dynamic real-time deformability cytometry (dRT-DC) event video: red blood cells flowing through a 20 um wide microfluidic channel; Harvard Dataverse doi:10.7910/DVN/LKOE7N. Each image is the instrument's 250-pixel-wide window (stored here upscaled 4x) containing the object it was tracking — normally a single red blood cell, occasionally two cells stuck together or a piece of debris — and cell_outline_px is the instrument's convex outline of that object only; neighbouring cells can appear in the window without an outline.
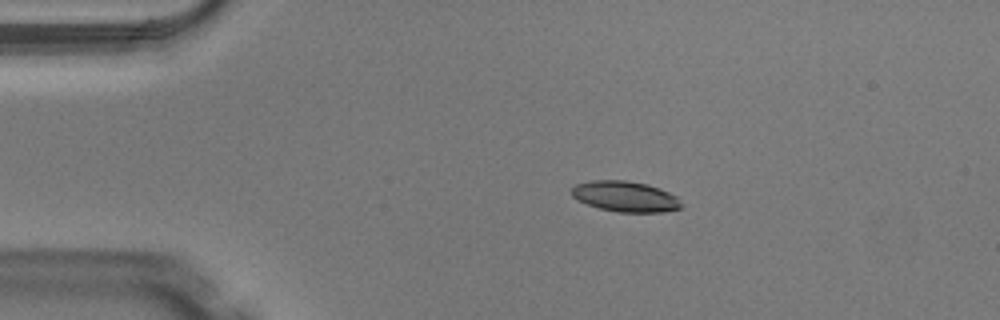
{"species": "Egyptian fruit bat (a non-hibernating species)", "species_latin": "Rousettus aegyptiacus", "temperature_condition": "warm", "stored_images_in_passage": 45, "camera_frame_rate_fps": 3000, "um_per_image_px": 0.085, "animal": {"sex": "male"}, "frame": {"image": 1, "passage_image": 6, "time_ms": 1.667, "image_size_px": [1000, 320], "cell_outline_px": [[684, 204], [680, 208], [660, 212], [620, 212], [600, 208], [588, 204], [572, 196], [568, 192], [576, 184], [592, 180], [624, 180], [648, 184], [660, 188], [676, 196]], "centroid_in_image_um": [53.15, 16.69], "position_along_channel_um": 31.8, "area_um2": 19.54}}
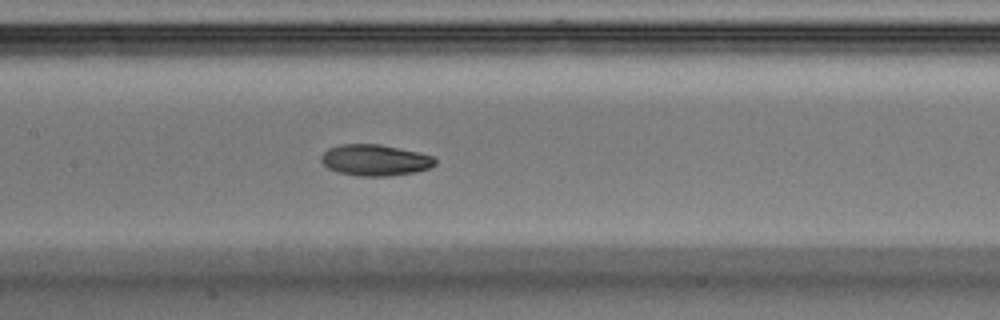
{"frame": {"image": 2, "passage_image": 20, "time_ms": 6.333, "image_size_px": [1000, 320], "cell_outline_px": [[436, 164], [428, 168], [416, 172], [388, 176], [360, 176], [340, 172], [328, 168], [320, 160], [320, 156], [328, 148], [340, 144], [380, 144], [416, 152], [432, 156], [436, 160]], "centroid_in_image_um": [31.86, 13.61], "position_along_channel_um": 175.5, "area_um2": 20.58}}
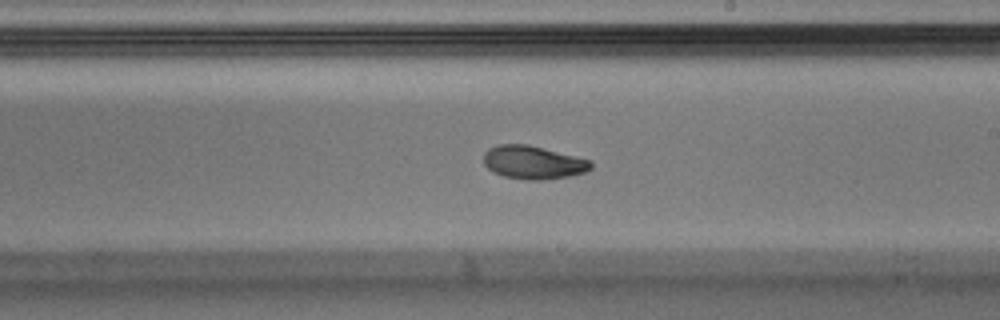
{"frame": {"image": 3, "passage_image": 25, "time_ms": 8.0, "image_size_px": [1000, 320], "cell_outline_px": [[592, 168], [584, 172], [568, 176], [544, 180], [528, 180], [504, 176], [488, 168], [484, 164], [484, 152], [488, 148], [500, 144], [528, 144], [592, 160]], "centroid_in_image_um": [45.33, 13.79], "position_along_channel_um": 243.7, "area_um2": 20.75}, "authors_computed_cell_mechanics": {"area_um2": 20.6346, "velocity_mm_per_s": 4.0972, "shape_relaxation_time_tau1_ms": 3.5318, "shape_relaxation_time_tau2_ms": 3.6783, "deformation_change_tau1": 0.1431, "deformation_change_tau2": 0.0731}}